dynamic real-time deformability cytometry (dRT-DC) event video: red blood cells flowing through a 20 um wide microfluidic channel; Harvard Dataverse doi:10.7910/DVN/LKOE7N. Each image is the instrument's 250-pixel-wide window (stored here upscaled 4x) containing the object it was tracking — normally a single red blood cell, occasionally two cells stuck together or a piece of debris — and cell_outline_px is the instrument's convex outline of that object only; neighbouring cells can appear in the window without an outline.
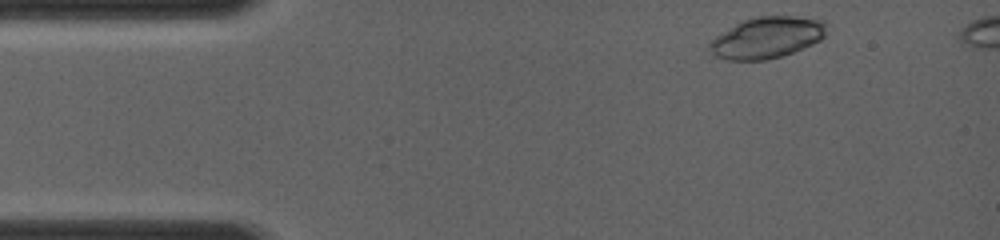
{"species": "common noctule bat (a hibernating species)", "species_latin": "Nyctalus noctula", "temperature_condition": "room temperature", "stored_images_in_passage": 7, "camera_frame_rate_fps": 4000, "um_per_image_px": 0.085, "animal": {"sex": "female", "body_mass_g": 19.0, "forearm_length_mm": 56.7}, "frame": {"image": 1, "passage_image": 1, "time_ms": 0.0, "image_size_px": [1000, 240], "cell_outline_px": [[828, 24], [824, 36], [820, 40], [812, 44], [792, 52], [780, 56], [764, 60], [728, 60], [712, 56], [708, 44], [716, 36], [736, 24], [752, 16], [796, 16], [824, 20]], "centroid_in_image_um": [65.19, 3.19], "position_along_channel_um": 19.8, "area_um2": 28.15}}
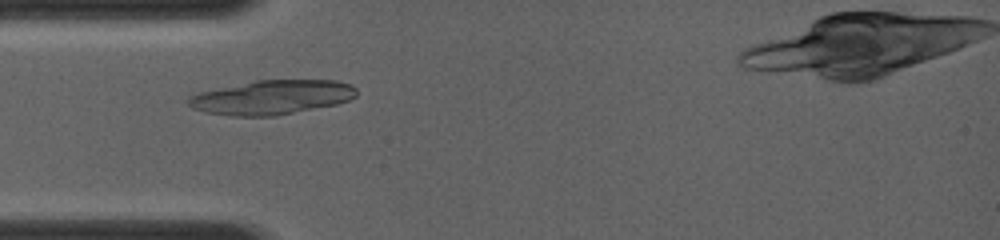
{"frame": {"image": 2, "passage_image": 7, "time_ms": 2.5, "image_size_px": [1000, 240], "cell_outline_px": [[356, 96], [348, 100], [336, 104], [276, 116], [232, 116], [204, 112], [192, 108], [184, 100], [188, 96], [200, 92], [256, 80], [336, 80], [352, 84], [356, 88]], "centroid_in_image_um": [23.09, 8.27], "position_along_channel_um": 61.9, "area_um2": 33.7}}